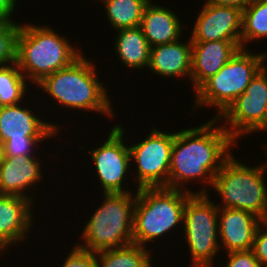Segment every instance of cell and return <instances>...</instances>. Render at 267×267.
Masks as SVG:
<instances>
[{
    "label": "cell",
    "mask_w": 267,
    "mask_h": 267,
    "mask_svg": "<svg viewBox=\"0 0 267 267\" xmlns=\"http://www.w3.org/2000/svg\"><path fill=\"white\" fill-rule=\"evenodd\" d=\"M212 200L208 194H192L185 203L182 236L191 256L189 267H213L216 255L223 251L218 235L219 207Z\"/></svg>",
    "instance_id": "ba28073f"
},
{
    "label": "cell",
    "mask_w": 267,
    "mask_h": 267,
    "mask_svg": "<svg viewBox=\"0 0 267 267\" xmlns=\"http://www.w3.org/2000/svg\"><path fill=\"white\" fill-rule=\"evenodd\" d=\"M234 41L192 42L191 82L196 91L215 75L240 49Z\"/></svg>",
    "instance_id": "e0dca14e"
},
{
    "label": "cell",
    "mask_w": 267,
    "mask_h": 267,
    "mask_svg": "<svg viewBox=\"0 0 267 267\" xmlns=\"http://www.w3.org/2000/svg\"><path fill=\"white\" fill-rule=\"evenodd\" d=\"M219 123L217 118H211L200 126L175 131L167 188L211 195L208 191L213 187L214 176L233 154L232 147L238 146ZM192 182L206 184L199 191H192L188 184L194 185Z\"/></svg>",
    "instance_id": "6da1fadb"
},
{
    "label": "cell",
    "mask_w": 267,
    "mask_h": 267,
    "mask_svg": "<svg viewBox=\"0 0 267 267\" xmlns=\"http://www.w3.org/2000/svg\"><path fill=\"white\" fill-rule=\"evenodd\" d=\"M145 137L144 140L129 146L131 166H135V169L131 170L136 174L131 173L134 175L133 180L136 178L135 181H137L135 190L137 191L139 188H167L175 131H160L155 126Z\"/></svg>",
    "instance_id": "9c48e42d"
},
{
    "label": "cell",
    "mask_w": 267,
    "mask_h": 267,
    "mask_svg": "<svg viewBox=\"0 0 267 267\" xmlns=\"http://www.w3.org/2000/svg\"><path fill=\"white\" fill-rule=\"evenodd\" d=\"M103 202L85 223L81 243L75 244L93 253L133 243V219L137 193H103ZM84 241V242H82Z\"/></svg>",
    "instance_id": "5b68a950"
},
{
    "label": "cell",
    "mask_w": 267,
    "mask_h": 267,
    "mask_svg": "<svg viewBox=\"0 0 267 267\" xmlns=\"http://www.w3.org/2000/svg\"><path fill=\"white\" fill-rule=\"evenodd\" d=\"M252 251L262 267H267V219L262 220L255 232Z\"/></svg>",
    "instance_id": "83f0119b"
},
{
    "label": "cell",
    "mask_w": 267,
    "mask_h": 267,
    "mask_svg": "<svg viewBox=\"0 0 267 267\" xmlns=\"http://www.w3.org/2000/svg\"><path fill=\"white\" fill-rule=\"evenodd\" d=\"M262 145H264L263 149L265 150L264 152L266 153V157H267V142L265 144H262ZM265 160H267V159H265ZM262 162L264 163L266 170H267V161L266 162L262 161Z\"/></svg>",
    "instance_id": "1f68e13d"
},
{
    "label": "cell",
    "mask_w": 267,
    "mask_h": 267,
    "mask_svg": "<svg viewBox=\"0 0 267 267\" xmlns=\"http://www.w3.org/2000/svg\"><path fill=\"white\" fill-rule=\"evenodd\" d=\"M262 220L254 214L233 208H219L218 235L220 250H252L255 232Z\"/></svg>",
    "instance_id": "2e32d148"
},
{
    "label": "cell",
    "mask_w": 267,
    "mask_h": 267,
    "mask_svg": "<svg viewBox=\"0 0 267 267\" xmlns=\"http://www.w3.org/2000/svg\"><path fill=\"white\" fill-rule=\"evenodd\" d=\"M264 53H265V62H267V50L266 51L264 50Z\"/></svg>",
    "instance_id": "836d02e7"
},
{
    "label": "cell",
    "mask_w": 267,
    "mask_h": 267,
    "mask_svg": "<svg viewBox=\"0 0 267 267\" xmlns=\"http://www.w3.org/2000/svg\"><path fill=\"white\" fill-rule=\"evenodd\" d=\"M20 0H0V16H5L8 18H12L15 10L18 8V3Z\"/></svg>",
    "instance_id": "f546056e"
},
{
    "label": "cell",
    "mask_w": 267,
    "mask_h": 267,
    "mask_svg": "<svg viewBox=\"0 0 267 267\" xmlns=\"http://www.w3.org/2000/svg\"><path fill=\"white\" fill-rule=\"evenodd\" d=\"M108 131L107 139L99 143V147L90 148V151L88 149L90 159L94 163L91 165L95 167L93 171H96L93 173L97 175V178L93 179L98 180V186L100 184V188L103 189L102 193H137L135 190L128 189L125 183L129 179L127 176L132 175H128L132 169L129 141L124 137L126 129L119 122Z\"/></svg>",
    "instance_id": "30bf717a"
},
{
    "label": "cell",
    "mask_w": 267,
    "mask_h": 267,
    "mask_svg": "<svg viewBox=\"0 0 267 267\" xmlns=\"http://www.w3.org/2000/svg\"><path fill=\"white\" fill-rule=\"evenodd\" d=\"M33 208H35L34 203L25 197L0 194V252L2 254L7 252L9 254L12 246L26 243L27 236L28 239L31 238L29 234L36 223Z\"/></svg>",
    "instance_id": "5bb4252c"
},
{
    "label": "cell",
    "mask_w": 267,
    "mask_h": 267,
    "mask_svg": "<svg viewBox=\"0 0 267 267\" xmlns=\"http://www.w3.org/2000/svg\"><path fill=\"white\" fill-rule=\"evenodd\" d=\"M114 50L124 67L141 71L149 66L151 46L140 26L116 30Z\"/></svg>",
    "instance_id": "ffe728a7"
},
{
    "label": "cell",
    "mask_w": 267,
    "mask_h": 267,
    "mask_svg": "<svg viewBox=\"0 0 267 267\" xmlns=\"http://www.w3.org/2000/svg\"><path fill=\"white\" fill-rule=\"evenodd\" d=\"M190 32L192 42L234 41L241 47L242 12L236 6L203 4Z\"/></svg>",
    "instance_id": "4fadbf2b"
},
{
    "label": "cell",
    "mask_w": 267,
    "mask_h": 267,
    "mask_svg": "<svg viewBox=\"0 0 267 267\" xmlns=\"http://www.w3.org/2000/svg\"><path fill=\"white\" fill-rule=\"evenodd\" d=\"M151 255L150 248L132 243L96 253L97 267H154Z\"/></svg>",
    "instance_id": "44dd1931"
},
{
    "label": "cell",
    "mask_w": 267,
    "mask_h": 267,
    "mask_svg": "<svg viewBox=\"0 0 267 267\" xmlns=\"http://www.w3.org/2000/svg\"><path fill=\"white\" fill-rule=\"evenodd\" d=\"M1 156H2V145L0 143V159H1Z\"/></svg>",
    "instance_id": "d6a6232c"
},
{
    "label": "cell",
    "mask_w": 267,
    "mask_h": 267,
    "mask_svg": "<svg viewBox=\"0 0 267 267\" xmlns=\"http://www.w3.org/2000/svg\"><path fill=\"white\" fill-rule=\"evenodd\" d=\"M74 245L67 257H64L61 267H97L96 253Z\"/></svg>",
    "instance_id": "4316f807"
},
{
    "label": "cell",
    "mask_w": 267,
    "mask_h": 267,
    "mask_svg": "<svg viewBox=\"0 0 267 267\" xmlns=\"http://www.w3.org/2000/svg\"><path fill=\"white\" fill-rule=\"evenodd\" d=\"M266 171L264 163L247 165L232 154L214 176L212 189L221 199V204L217 203V206L248 211L266 220Z\"/></svg>",
    "instance_id": "8992f818"
},
{
    "label": "cell",
    "mask_w": 267,
    "mask_h": 267,
    "mask_svg": "<svg viewBox=\"0 0 267 267\" xmlns=\"http://www.w3.org/2000/svg\"><path fill=\"white\" fill-rule=\"evenodd\" d=\"M83 54L67 68L46 76L36 86L38 90L46 92L50 99H54L62 109L80 110L101 114L106 118L115 117L112 97L108 95L104 81L99 80L96 60L87 58ZM93 60V61H92Z\"/></svg>",
    "instance_id": "7a4b0ae2"
},
{
    "label": "cell",
    "mask_w": 267,
    "mask_h": 267,
    "mask_svg": "<svg viewBox=\"0 0 267 267\" xmlns=\"http://www.w3.org/2000/svg\"><path fill=\"white\" fill-rule=\"evenodd\" d=\"M25 101L21 104L0 107L1 145L7 140L55 139L60 135L59 129L64 128L62 124L58 126L59 123L49 122L48 119L43 120L44 116L37 114L36 109L33 111L32 105H27V101L29 103L30 101L27 99Z\"/></svg>",
    "instance_id": "7c38bea8"
},
{
    "label": "cell",
    "mask_w": 267,
    "mask_h": 267,
    "mask_svg": "<svg viewBox=\"0 0 267 267\" xmlns=\"http://www.w3.org/2000/svg\"><path fill=\"white\" fill-rule=\"evenodd\" d=\"M267 131V124H266V128L262 131L263 133Z\"/></svg>",
    "instance_id": "e575fe53"
},
{
    "label": "cell",
    "mask_w": 267,
    "mask_h": 267,
    "mask_svg": "<svg viewBox=\"0 0 267 267\" xmlns=\"http://www.w3.org/2000/svg\"><path fill=\"white\" fill-rule=\"evenodd\" d=\"M251 0H205V4L236 6L244 9Z\"/></svg>",
    "instance_id": "4dcf8cb0"
},
{
    "label": "cell",
    "mask_w": 267,
    "mask_h": 267,
    "mask_svg": "<svg viewBox=\"0 0 267 267\" xmlns=\"http://www.w3.org/2000/svg\"><path fill=\"white\" fill-rule=\"evenodd\" d=\"M21 23L13 18L0 16V65L16 62L17 36Z\"/></svg>",
    "instance_id": "d4e9b609"
},
{
    "label": "cell",
    "mask_w": 267,
    "mask_h": 267,
    "mask_svg": "<svg viewBox=\"0 0 267 267\" xmlns=\"http://www.w3.org/2000/svg\"><path fill=\"white\" fill-rule=\"evenodd\" d=\"M192 194L166 187L139 188L134 207L133 243L151 248L147 247L149 243L181 229L185 203Z\"/></svg>",
    "instance_id": "277c9868"
},
{
    "label": "cell",
    "mask_w": 267,
    "mask_h": 267,
    "mask_svg": "<svg viewBox=\"0 0 267 267\" xmlns=\"http://www.w3.org/2000/svg\"><path fill=\"white\" fill-rule=\"evenodd\" d=\"M30 83L18 68L17 63L0 65V107L16 105L31 97ZM28 91V92H27ZM27 94V95H26Z\"/></svg>",
    "instance_id": "cb8c5ba5"
},
{
    "label": "cell",
    "mask_w": 267,
    "mask_h": 267,
    "mask_svg": "<svg viewBox=\"0 0 267 267\" xmlns=\"http://www.w3.org/2000/svg\"><path fill=\"white\" fill-rule=\"evenodd\" d=\"M218 120L237 143L243 136L262 133L267 124V62Z\"/></svg>",
    "instance_id": "8fae6325"
},
{
    "label": "cell",
    "mask_w": 267,
    "mask_h": 267,
    "mask_svg": "<svg viewBox=\"0 0 267 267\" xmlns=\"http://www.w3.org/2000/svg\"><path fill=\"white\" fill-rule=\"evenodd\" d=\"M51 25L21 24L17 36L16 63L25 78L37 85L46 76L67 68L83 53Z\"/></svg>",
    "instance_id": "3957f363"
},
{
    "label": "cell",
    "mask_w": 267,
    "mask_h": 267,
    "mask_svg": "<svg viewBox=\"0 0 267 267\" xmlns=\"http://www.w3.org/2000/svg\"><path fill=\"white\" fill-rule=\"evenodd\" d=\"M192 41H181L151 47L147 70L164 78L185 77L191 81Z\"/></svg>",
    "instance_id": "ac0fdd59"
},
{
    "label": "cell",
    "mask_w": 267,
    "mask_h": 267,
    "mask_svg": "<svg viewBox=\"0 0 267 267\" xmlns=\"http://www.w3.org/2000/svg\"><path fill=\"white\" fill-rule=\"evenodd\" d=\"M240 48L236 54L194 93L193 111L208 107L216 109L219 118L246 90L255 75L265 66V53ZM198 108V109H197ZM196 109V110H195Z\"/></svg>",
    "instance_id": "52a82bcc"
},
{
    "label": "cell",
    "mask_w": 267,
    "mask_h": 267,
    "mask_svg": "<svg viewBox=\"0 0 267 267\" xmlns=\"http://www.w3.org/2000/svg\"><path fill=\"white\" fill-rule=\"evenodd\" d=\"M154 3V4H153ZM153 0L147 4L141 19L140 27L151 47L172 43L182 36L184 26L178 13L166 6L158 5Z\"/></svg>",
    "instance_id": "d6986e66"
},
{
    "label": "cell",
    "mask_w": 267,
    "mask_h": 267,
    "mask_svg": "<svg viewBox=\"0 0 267 267\" xmlns=\"http://www.w3.org/2000/svg\"><path fill=\"white\" fill-rule=\"evenodd\" d=\"M38 156L1 157L0 159V194L21 196L36 204L33 193L43 180V168ZM33 190V192H31ZM31 194H29V193ZM33 195V196H32Z\"/></svg>",
    "instance_id": "9a60e30c"
},
{
    "label": "cell",
    "mask_w": 267,
    "mask_h": 267,
    "mask_svg": "<svg viewBox=\"0 0 267 267\" xmlns=\"http://www.w3.org/2000/svg\"><path fill=\"white\" fill-rule=\"evenodd\" d=\"M47 140L48 139L7 140L2 145V156L1 157H14V156H20V155L37 156L38 153L40 154L38 150H40L41 144L44 143V141L47 142Z\"/></svg>",
    "instance_id": "484cf974"
},
{
    "label": "cell",
    "mask_w": 267,
    "mask_h": 267,
    "mask_svg": "<svg viewBox=\"0 0 267 267\" xmlns=\"http://www.w3.org/2000/svg\"><path fill=\"white\" fill-rule=\"evenodd\" d=\"M267 39V0H251L242 12L241 48Z\"/></svg>",
    "instance_id": "603a6c76"
},
{
    "label": "cell",
    "mask_w": 267,
    "mask_h": 267,
    "mask_svg": "<svg viewBox=\"0 0 267 267\" xmlns=\"http://www.w3.org/2000/svg\"><path fill=\"white\" fill-rule=\"evenodd\" d=\"M227 254L224 267H262L252 250L232 251Z\"/></svg>",
    "instance_id": "f1b7e54d"
},
{
    "label": "cell",
    "mask_w": 267,
    "mask_h": 267,
    "mask_svg": "<svg viewBox=\"0 0 267 267\" xmlns=\"http://www.w3.org/2000/svg\"><path fill=\"white\" fill-rule=\"evenodd\" d=\"M102 1V2H101ZM113 30L140 26L144 9L150 0H100Z\"/></svg>",
    "instance_id": "7402d4cb"
}]
</instances>
